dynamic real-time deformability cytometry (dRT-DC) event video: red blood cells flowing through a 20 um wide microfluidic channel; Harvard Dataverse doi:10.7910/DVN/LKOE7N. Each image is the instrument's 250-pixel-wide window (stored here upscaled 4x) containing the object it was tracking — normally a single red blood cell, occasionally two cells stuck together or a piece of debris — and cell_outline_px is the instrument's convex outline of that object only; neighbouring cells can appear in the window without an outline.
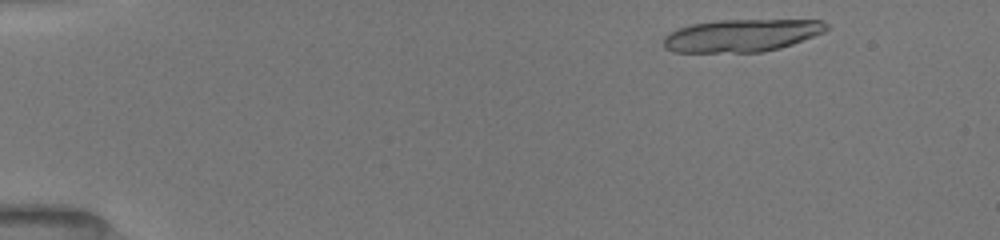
{"species": "common noctule bat (a hibernating species)", "species_latin": "Nyctalus noctula", "temperature_condition": "room temperature", "stored_images_in_passage": 16, "camera_frame_rate_fps": 3000, "um_per_image_px": 0.085, "animal": {"sex": "female", "body_mass_g": 19.5, "forearm_length_mm": 54.1}, "frame": {"image": 1, "passage_image": 3, "time_ms": 0.667, "image_size_px": [1000, 240], "cell_outline_px": [[828, 28], [824, 32], [792, 44], [780, 48], [764, 52], [672, 52], [664, 48], [664, 36], [668, 32], [676, 28], [692, 24], [716, 20], [820, 20], [828, 24]], "centroid_in_image_um": [62.99, 3.01], "position_along_channel_um": 22.0, "area_um2": 31.04}}